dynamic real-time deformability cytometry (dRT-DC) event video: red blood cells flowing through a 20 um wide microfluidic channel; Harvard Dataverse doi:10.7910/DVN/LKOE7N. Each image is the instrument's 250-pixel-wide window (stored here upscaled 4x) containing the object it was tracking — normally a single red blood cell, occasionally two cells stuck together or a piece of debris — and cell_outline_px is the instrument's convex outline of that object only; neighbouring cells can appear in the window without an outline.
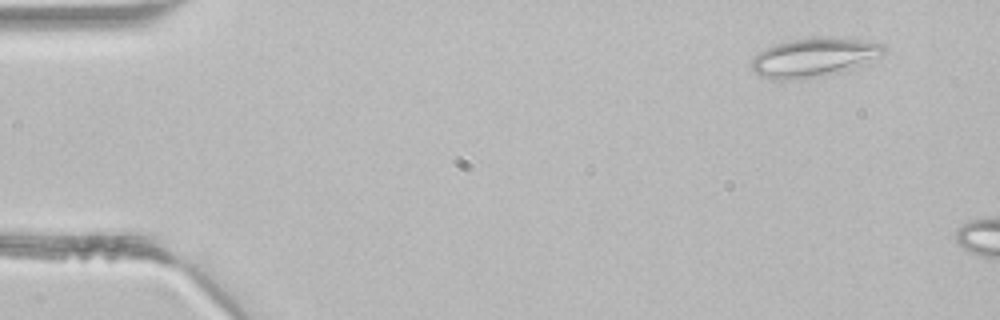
{"species": "common noctule bat (a hibernating species)", "species_latin": "Nyctalus noctula", "temperature_condition": "room temperature", "stored_images_in_passage": 2, "camera_frame_rate_fps": 3000, "um_per_image_px": 0.085, "animal": {"sex": "male", "body_mass_g": 21.5, "forearm_length_mm": 52.0}, "frame": {"image": 1, "passage_image": 1, "time_ms": 0.0, "image_size_px": [1000, 320], "cell_outline_px": [[888, 48], [880, 56], [868, 64], [840, 72], [824, 76], [792, 80], [772, 80], [760, 76], [752, 68], [752, 60], [764, 48], [776, 44], [792, 40], [820, 36], [828, 36], [884, 44]], "centroid_in_image_um": [69.23, 4.89], "position_along_channel_um": 15.8, "area_um2": 30.23}}